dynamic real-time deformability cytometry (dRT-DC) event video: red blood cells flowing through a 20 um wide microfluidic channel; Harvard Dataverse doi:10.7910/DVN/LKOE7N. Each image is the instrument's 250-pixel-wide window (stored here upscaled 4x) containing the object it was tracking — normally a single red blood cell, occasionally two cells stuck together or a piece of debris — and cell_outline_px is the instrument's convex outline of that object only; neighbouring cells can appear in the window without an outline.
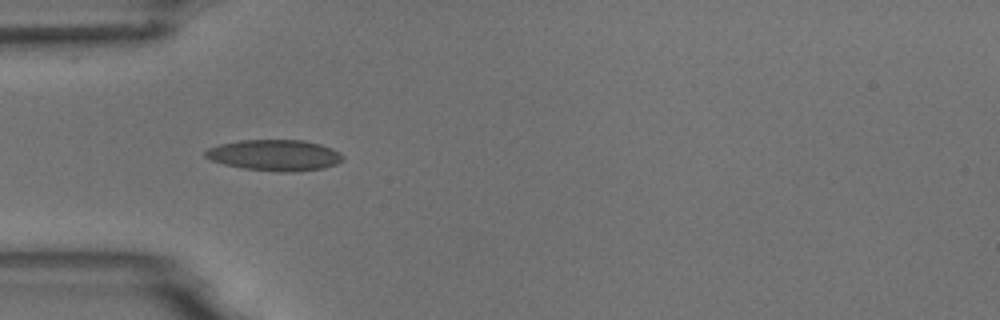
{"species": "common noctule bat (a hibernating species)", "species_latin": "Nyctalus noctula", "temperature_condition": "room temperature", "stored_images_in_passage": 5, "camera_frame_rate_fps": 3000, "um_per_image_px": 0.085, "animal": {"sex": "male", "body_mass_g": 18.8}, "frame": {"image": 1, "passage_image": 5, "time_ms": 4.667, "image_size_px": [1000, 320], "cell_outline_px": [[344, 160], [336, 164], [324, 168], [292, 172], [280, 172], [244, 168], [224, 164], [212, 160], [204, 156], [204, 152], [208, 148], [220, 144], [240, 140], [304, 140], [320, 144], [332, 148], [340, 152], [344, 156]], "centroid_in_image_um": [23.38, 13.19], "position_along_channel_um": 61.6, "area_um2": 24.91}}